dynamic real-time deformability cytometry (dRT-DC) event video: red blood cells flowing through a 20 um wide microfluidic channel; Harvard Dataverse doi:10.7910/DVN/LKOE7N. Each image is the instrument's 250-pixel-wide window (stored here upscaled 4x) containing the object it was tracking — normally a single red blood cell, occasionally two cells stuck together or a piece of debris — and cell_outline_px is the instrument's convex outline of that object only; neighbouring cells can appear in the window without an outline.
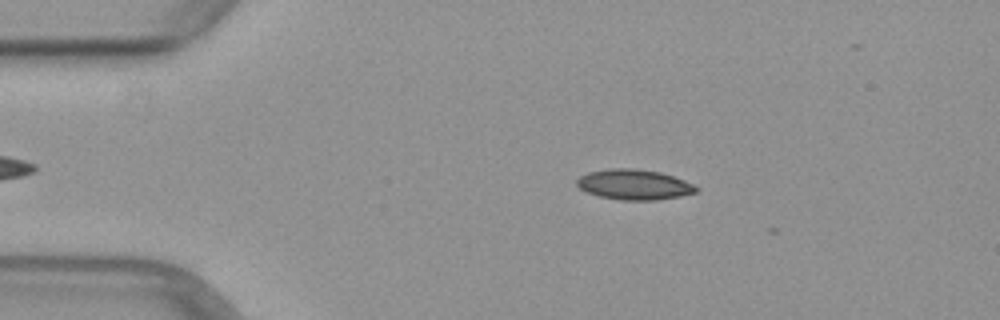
{"species": "common noctule bat (a hibernating species)", "species_latin": "Nyctalus noctula", "temperature_condition": "warm", "stored_images_in_passage": 9, "camera_frame_rate_fps": 3000, "um_per_image_px": 0.085, "animal": {"sex": "female", "body_mass_g": 29.2, "forearm_length_mm": 56.3}, "frame": {"image": 1, "passage_image": 5, "time_ms": 1.333, "image_size_px": [1000, 320], "cell_outline_px": [[700, 188], [696, 192], [680, 196], [656, 200], [620, 200], [600, 196], [588, 192], [580, 188], [576, 184], [576, 180], [580, 176], [588, 172], [608, 168], [632, 168], [660, 172], [684, 180]], "centroid_in_image_um": [53.89, 15.68], "position_along_channel_um": 31.1, "area_um2": 20.98}}